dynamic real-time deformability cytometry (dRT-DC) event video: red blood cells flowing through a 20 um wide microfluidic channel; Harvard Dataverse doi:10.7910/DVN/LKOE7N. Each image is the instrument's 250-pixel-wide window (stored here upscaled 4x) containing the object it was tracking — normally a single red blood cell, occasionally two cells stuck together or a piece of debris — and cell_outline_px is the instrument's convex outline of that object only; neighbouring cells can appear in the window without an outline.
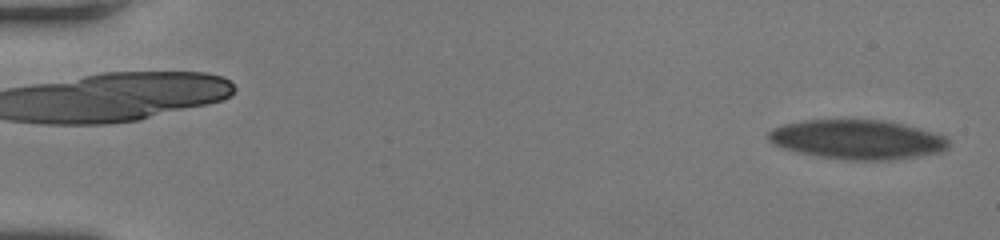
{"species": "human", "species_latin": "Homo sapiens", "temperature_condition": "room temperature", "stored_images_in_passage": 58, "camera_frame_rate_fps": 3000, "um_per_image_px": 0.085, "donor": {"sex": "female"}, "frame": {"image": 1, "passage_image": 2, "time_ms": 0.333, "image_size_px": [1000, 240], "cell_outline_px": [[952, 144], [948, 148], [940, 152], [920, 156], [896, 160], [848, 160], [820, 156], [796, 152], [772, 144], [764, 136], [772, 128], [784, 124], [804, 120], [884, 120], [904, 124], [920, 128], [944, 136]], "centroid_in_image_um": [72.87, 11.86], "position_along_channel_um": 12.1, "area_um2": 41.73}}
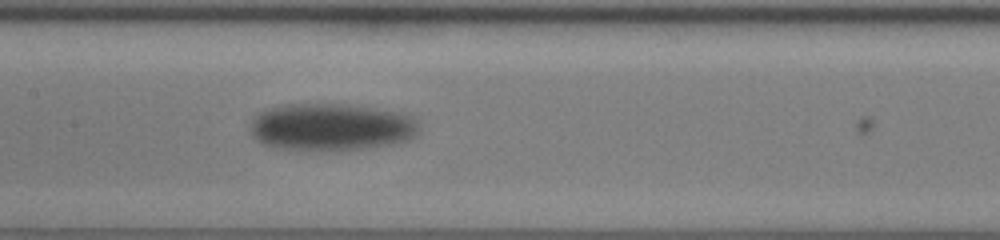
{"frame": {"image": 2, "passage_image": 31, "time_ms": 10.0, "image_size_px": [1000, 240], "cell_outline_px": [[420, 132], [416, 136], [408, 140], [392, 144], [360, 148], [276, 148], [264, 144], [256, 140], [252, 136], [248, 128], [252, 120], [260, 112], [268, 108], [284, 104], [352, 104], [404, 112], [416, 116], [420, 120]], "centroid_in_image_um": [28.23, 10.74], "position_along_channel_um": 179.2, "area_um2": 46.64}}
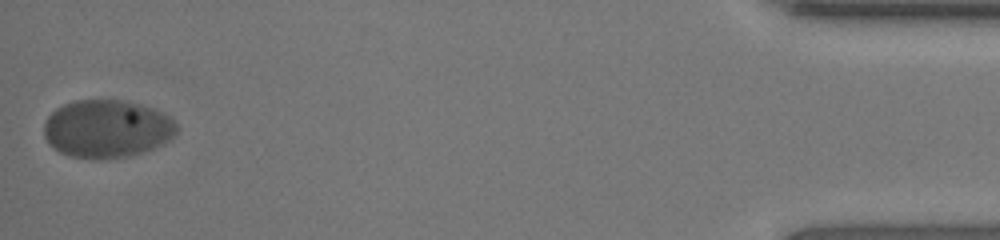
{"frame": {"image": 3, "passage_image": 58, "time_ms": 19.0, "image_size_px": [1000, 240], "cell_outline_px": [[176, 132], [172, 140], [156, 148], [144, 152], [128, 156], [100, 160], [68, 156], [52, 148], [48, 144], [44, 136], [44, 120], [56, 108], [72, 100], [124, 100], [156, 108], [172, 116], [176, 124]], "centroid_in_image_um": [9.11, 10.95], "position_along_channel_um": 426.1, "area_um2": 45.78}, "authors_computed_cell_mechanics": {"area_um2": 44.8817, "velocity_mm_per_s": 3.6489, "shape_relaxation_time_tau1_ms": 1.7972, "shape_relaxation_time_tau2_ms": null, "deformation_change_tau1": 0.0459, "deformation_change_tau2": null}}